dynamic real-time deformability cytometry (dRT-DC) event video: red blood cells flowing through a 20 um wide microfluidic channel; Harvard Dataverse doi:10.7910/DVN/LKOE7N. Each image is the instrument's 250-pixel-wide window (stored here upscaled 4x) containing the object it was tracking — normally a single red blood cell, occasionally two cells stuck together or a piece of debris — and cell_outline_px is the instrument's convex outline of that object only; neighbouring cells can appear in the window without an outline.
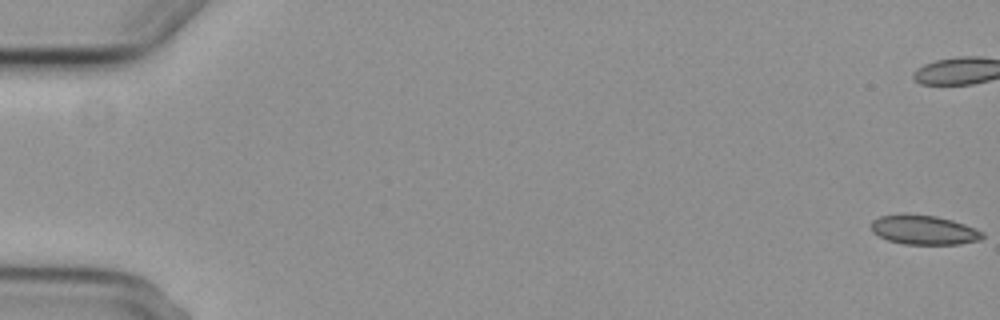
{"species": "common noctule bat (a hibernating species)", "species_latin": "Nyctalus noctula", "temperature_condition": "cold", "stored_images_in_passage": 6, "camera_frame_rate_fps": 3000, "um_per_image_px": 0.085, "animal": {"sex": "female", "body_mass_g": 29.2, "forearm_length_mm": 56.3}, "frame": {"image": 1, "passage_image": 1, "time_ms": 0.0, "image_size_px": [1000, 320], "cell_outline_px": [[984, 236], [980, 240], [960, 244], [904, 244], [888, 240], [872, 232], [872, 220], [880, 216], [936, 216], [952, 220], [964, 224], [984, 232]], "centroid_in_image_um": [78.58, 19.58], "position_along_channel_um": 6.4, "area_um2": 18.44}}